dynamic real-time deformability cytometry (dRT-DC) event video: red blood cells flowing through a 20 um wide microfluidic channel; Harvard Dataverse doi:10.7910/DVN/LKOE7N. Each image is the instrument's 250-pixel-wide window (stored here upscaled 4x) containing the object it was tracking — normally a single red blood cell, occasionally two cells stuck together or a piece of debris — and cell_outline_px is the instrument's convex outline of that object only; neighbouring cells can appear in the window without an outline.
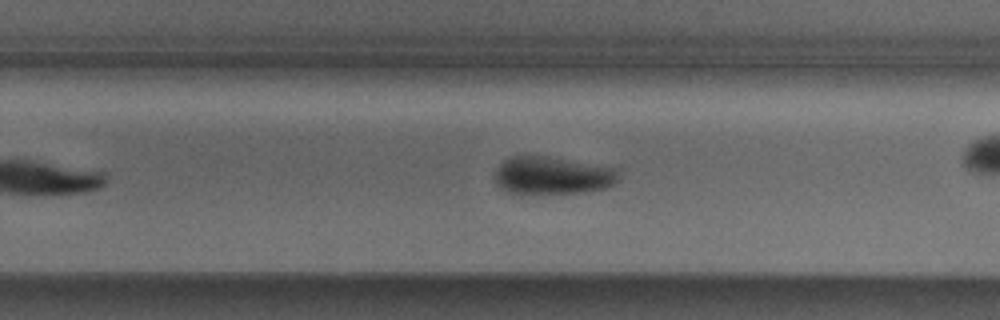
{"species": "Egyptian fruit bat (a non-hibernating species)", "species_latin": "Rousettus aegyptiacus", "temperature_condition": "cold", "stored_images_in_passage": 27, "camera_frame_rate_fps": 3000, "um_per_image_px": 0.085, "animal": {"sex": "male"}, "frame": {"image": 1, "passage_image": 23, "time_ms": 7.333, "image_size_px": [1000, 320], "cell_outline_px": [[620, 176], [608, 188], [584, 192], [520, 196], [508, 192], [500, 188], [496, 180], [496, 172], [500, 164], [504, 160], [512, 156], [548, 156], [620, 168]], "centroid_in_image_um": [46.98, 14.95], "position_along_channel_um": 282.8, "area_um2": 28.03}}